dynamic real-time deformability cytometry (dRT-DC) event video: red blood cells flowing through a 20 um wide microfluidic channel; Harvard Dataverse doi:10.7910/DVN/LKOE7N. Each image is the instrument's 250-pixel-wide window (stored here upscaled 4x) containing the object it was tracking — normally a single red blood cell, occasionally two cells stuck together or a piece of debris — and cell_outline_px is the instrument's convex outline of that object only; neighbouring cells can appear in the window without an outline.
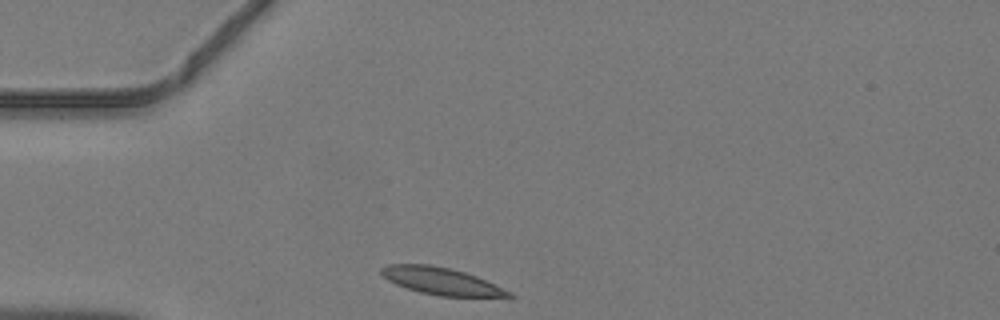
{"species": "common noctule bat (a hibernating species)", "species_latin": "Nyctalus noctula", "temperature_condition": "warm", "stored_images_in_passage": 28, "camera_frame_rate_fps": 3000, "um_per_image_px": 0.085, "animal": {"sex": "male", "body_mass_g": 19.2, "forearm_length_mm": 51.8}, "frame": {"image": 1, "passage_image": 1, "time_ms": 0.0, "image_size_px": [1000, 320], "cell_outline_px": [[516, 296], [512, 300], [440, 296], [420, 292], [396, 284], [388, 280], [380, 272], [380, 268], [388, 264], [428, 264], [452, 268], [476, 276], [512, 292]], "centroid_in_image_um": [37.69, 23.95], "position_along_channel_um": 47.3, "area_um2": 20.98}}
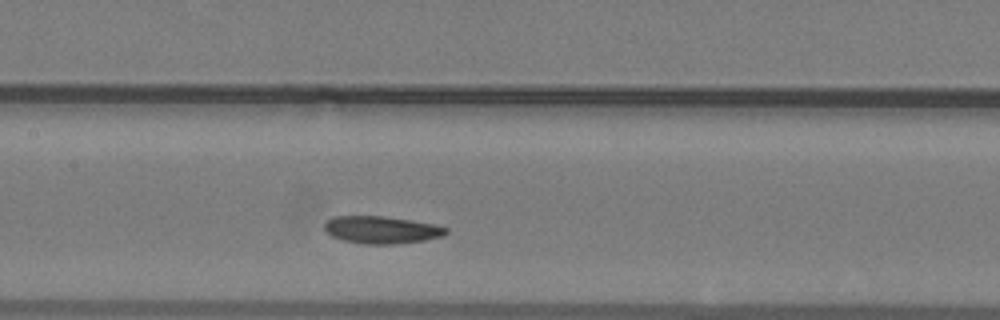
{"frame": {"image": 2, "passage_image": 11, "time_ms": 3.333, "image_size_px": [1000, 320], "cell_outline_px": [[448, 232], [444, 236], [424, 240], [396, 244], [364, 244], [344, 240], [332, 236], [324, 228], [324, 224], [332, 216], [384, 216], [436, 224], [448, 228]], "centroid_in_image_um": [32.46, 19.53], "position_along_channel_um": 174.9, "area_um2": 19.42}}
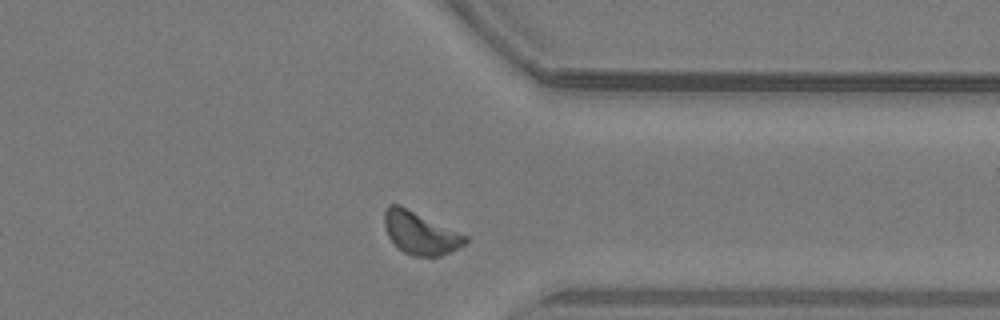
{"frame": {"image": 3, "passage_image": 25, "time_ms": 8.0, "image_size_px": [1000, 320], "cell_outline_px": [[468, 240], [464, 244], [440, 256], [412, 256], [404, 252], [388, 236], [384, 224], [384, 212], [388, 204], [400, 204], [468, 236]], "centroid_in_image_um": [35.7, 19.78], "position_along_channel_um": 375.7, "area_um2": 19.88}}